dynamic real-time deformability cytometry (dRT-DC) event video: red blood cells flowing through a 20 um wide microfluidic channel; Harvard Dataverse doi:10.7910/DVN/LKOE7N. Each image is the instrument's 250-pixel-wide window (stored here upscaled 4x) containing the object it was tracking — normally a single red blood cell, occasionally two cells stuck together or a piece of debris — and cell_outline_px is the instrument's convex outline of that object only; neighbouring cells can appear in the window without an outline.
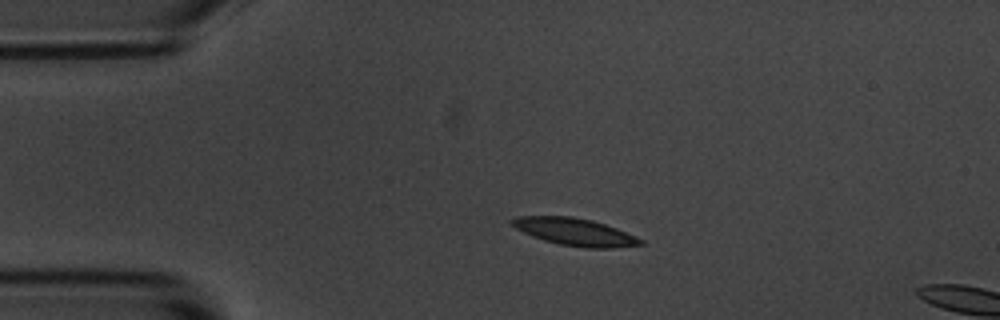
{"species": "common noctule bat (a hibernating species)", "species_latin": "Nyctalus noctula", "temperature_condition": "room temperature", "stored_images_in_passage": 4, "camera_frame_rate_fps": 3000, "um_per_image_px": 0.085, "animal": {"sex": "male", "body_mass_g": 20.1, "forearm_length_mm": 53.5}, "frame": {"image": 1, "passage_image": 3, "time_ms": 2.333, "image_size_px": [1000, 320], "cell_outline_px": [[644, 244], [612, 248], [584, 248], [560, 244], [544, 240], [532, 236], [508, 224], [508, 220], [520, 216], [572, 216], [592, 220], [616, 228], [636, 236], [644, 240]], "centroid_in_image_um": [48.85, 19.7], "position_along_channel_um": 36.1, "area_um2": 20.52}}